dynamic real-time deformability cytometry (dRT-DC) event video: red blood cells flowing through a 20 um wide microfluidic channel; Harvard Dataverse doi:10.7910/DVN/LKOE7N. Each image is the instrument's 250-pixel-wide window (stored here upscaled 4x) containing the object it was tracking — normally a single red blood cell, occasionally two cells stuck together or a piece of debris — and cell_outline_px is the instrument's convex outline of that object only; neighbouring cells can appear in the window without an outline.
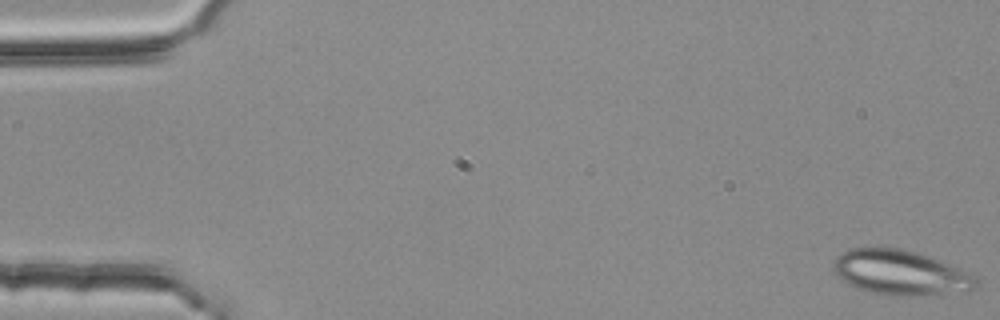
{"species": "common noctule bat (a hibernating species)", "species_latin": "Nyctalus noctula", "temperature_condition": "room temperature", "stored_images_in_passage": 53, "camera_frame_rate_fps": 3000, "um_per_image_px": 0.085, "animal": {"sex": "female", "body_mass_g": 25.1}, "frame": {"image": 1, "passage_image": 1, "time_ms": 0.0, "image_size_px": [1000, 320], "cell_outline_px": [[980, 284], [976, 288], [920, 296], [884, 296], [868, 292], [856, 288], [840, 280], [836, 276], [832, 264], [836, 256], [840, 252], [848, 248], [904, 248], [928, 256], [972, 272], [976, 276]], "centroid_in_image_um": [76.5, 23.17], "position_along_channel_um": 8.5, "area_um2": 37.92}}
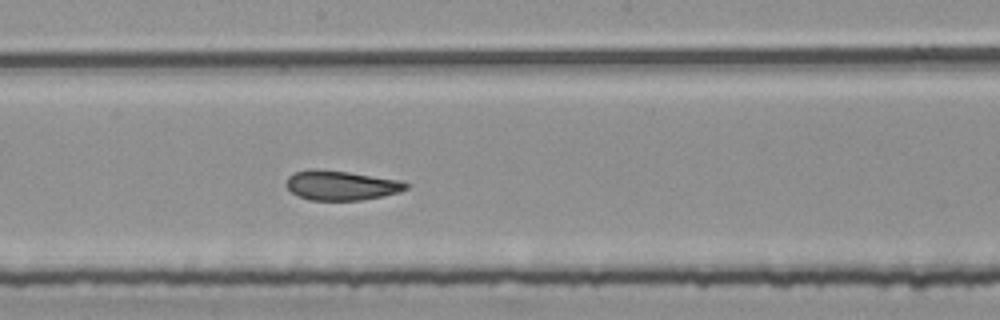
{"frame": {"image": 2, "passage_image": 30, "time_ms": 9.667, "image_size_px": [1000, 320], "cell_outline_px": [[408, 188], [396, 192], [380, 196], [360, 200], [308, 200], [292, 192], [284, 184], [288, 176], [292, 172], [308, 168], [312, 168], [348, 172], [400, 180], [408, 184]], "centroid_in_image_um": [28.91, 15.74], "position_along_channel_um": 219.3, "area_um2": 20.58}}
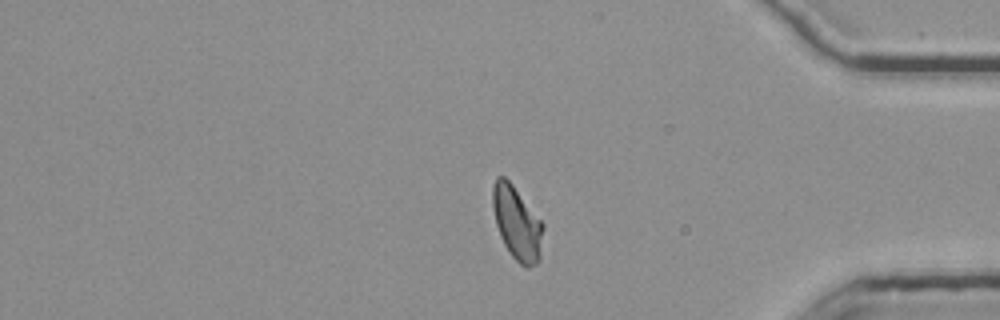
{"frame": {"image": 3, "passage_image": 46, "time_ms": 15.0, "image_size_px": [1000, 320], "cell_outline_px": [[544, 228], [540, 260], [536, 264], [528, 268], [524, 268], [512, 256], [504, 244], [500, 236], [496, 224], [492, 208], [492, 184], [496, 176], [504, 176], [512, 184], [544, 224]], "centroid_in_image_um": [43.94, 18.97], "position_along_channel_um": 391.3, "area_um2": 21.79}, "authors_computed_cell_mechanics": {"area_um2": 21.675, "velocity_mm_per_s": 3.7202, "shape_relaxation_time_tau1_ms": null, "shape_relaxation_time_tau2_ms": 1.8221, "deformation_change_tau1": null, "deformation_change_tau2": 0.0852}}